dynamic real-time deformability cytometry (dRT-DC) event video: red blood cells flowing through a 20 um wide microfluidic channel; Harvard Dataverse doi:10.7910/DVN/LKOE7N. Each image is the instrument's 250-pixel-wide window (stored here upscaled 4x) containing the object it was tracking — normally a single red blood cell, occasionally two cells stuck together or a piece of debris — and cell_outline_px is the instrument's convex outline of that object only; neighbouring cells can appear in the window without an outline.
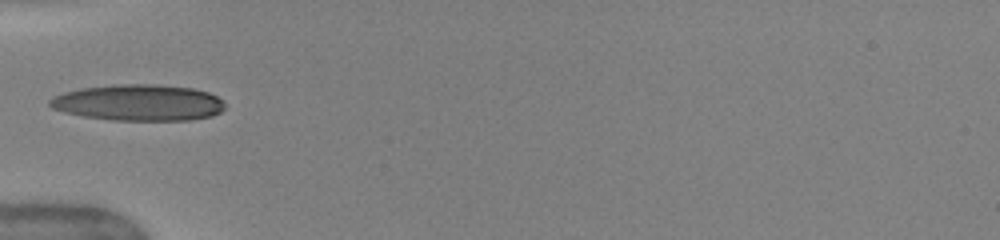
{"species": "human", "species_latin": "Homo sapiens", "temperature_condition": "warm", "stored_images_in_passage": 5, "camera_frame_rate_fps": 3000, "um_per_image_px": 0.085, "donor": {"sex": "female"}, "frame": {"image": 1, "passage_image": 1, "time_ms": 0.0, "image_size_px": [1000, 240], "cell_outline_px": [[224, 108], [220, 112], [212, 116], [188, 120], [112, 120], [84, 116], [64, 112], [52, 108], [48, 104], [48, 100], [64, 92], [80, 88], [112, 84], [156, 84], [192, 88], [208, 92], [216, 96], [224, 104]], "centroid_in_image_um": [11.76, 8.72], "position_along_channel_um": 73.2, "area_um2": 36.99}}